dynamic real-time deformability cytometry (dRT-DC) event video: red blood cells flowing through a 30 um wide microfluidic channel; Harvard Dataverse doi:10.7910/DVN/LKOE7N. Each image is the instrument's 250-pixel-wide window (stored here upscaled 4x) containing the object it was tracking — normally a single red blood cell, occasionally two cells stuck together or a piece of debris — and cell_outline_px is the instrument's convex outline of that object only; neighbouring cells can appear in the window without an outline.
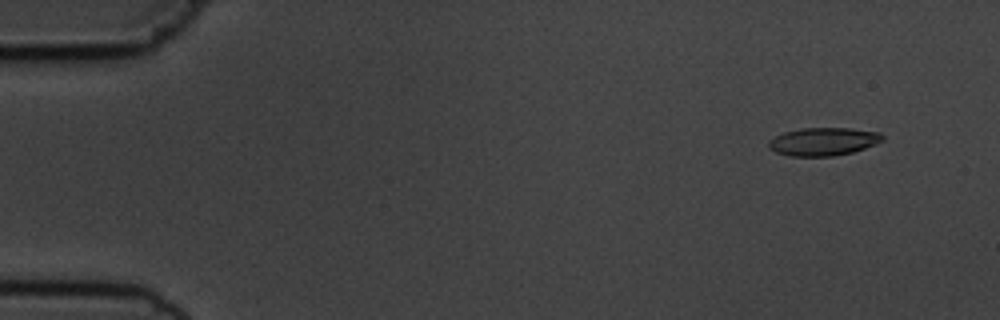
{"species": "common noctule bat (a hibernating species)", "species_latin": "Nyctalus noctula", "temperature_condition": "cold", "stored_images_in_passage": 7, "camera_frame_rate_fps": 3000, "um_per_image_px": 0.085, "animal": {"sex": "male", "body_mass_g": 19.5, "forearm_length_mm": 54.6}, "frame": {"image": 1, "passage_image": 2, "time_ms": 1.0, "image_size_px": [1000, 320], "cell_outline_px": [[884, 140], [864, 148], [852, 152], [832, 156], [788, 156], [776, 152], [768, 148], [768, 140], [784, 132], [800, 128], [848, 128], [880, 132], [884, 136]], "centroid_in_image_um": [69.96, 12.03], "position_along_channel_um": 15.0, "area_um2": 18.61}}
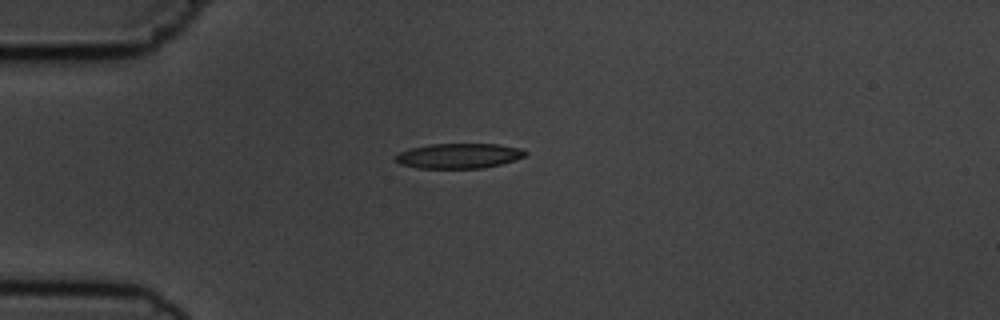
{"frame": {"image": 2, "passage_image": 5, "time_ms": 4.333, "image_size_px": [1000, 320], "cell_outline_px": [[528, 152], [524, 156], [516, 160], [484, 168], [420, 168], [400, 164], [396, 160], [396, 156], [400, 152], [412, 148], [428, 144], [496, 144], [520, 148]], "centroid_in_image_um": [39.03, 13.24], "position_along_channel_um": 46.0, "area_um2": 18.79}}
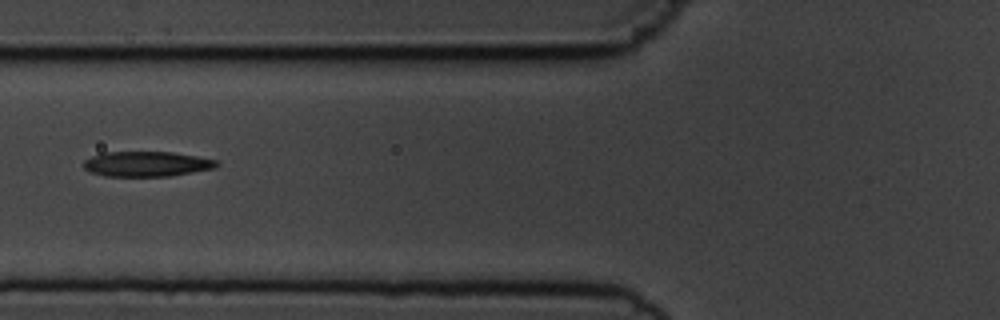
{"frame": {"image": 3, "passage_image": 7, "time_ms": 6.667, "image_size_px": [1000, 320], "cell_outline_px": [[220, 164], [216, 168], [168, 176], [104, 176], [92, 172], [84, 168], [84, 160], [100, 152], [172, 152], [196, 156], [216, 160]], "centroid_in_image_um": [12.46, 13.93], "position_along_channel_um": 113.3, "area_um2": 19.42}}